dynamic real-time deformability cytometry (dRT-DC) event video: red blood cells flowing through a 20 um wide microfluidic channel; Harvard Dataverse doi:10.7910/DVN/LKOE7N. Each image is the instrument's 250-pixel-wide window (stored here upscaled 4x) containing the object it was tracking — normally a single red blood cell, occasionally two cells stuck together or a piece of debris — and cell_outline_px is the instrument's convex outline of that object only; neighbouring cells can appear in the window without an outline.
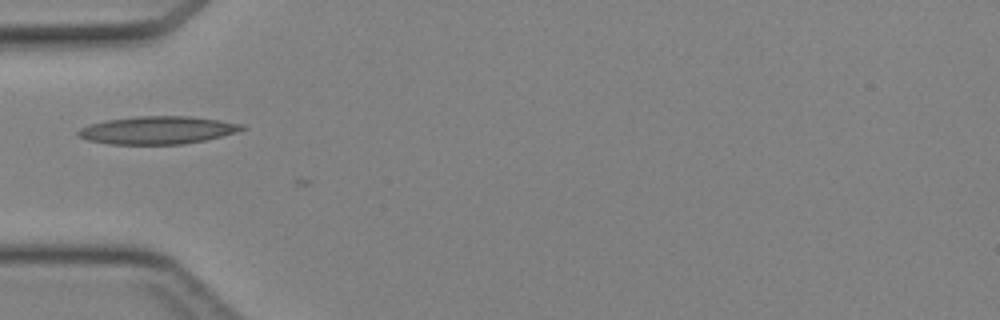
{"species": "Egyptian fruit bat (a non-hibernating species)", "species_latin": "Rousettus aegyptiacus", "temperature_condition": "cold", "stored_images_in_passage": 7, "camera_frame_rate_fps": 3000, "um_per_image_px": 0.085, "animal": {"sex": "female"}, "frame": {"image": 1, "passage_image": 1, "time_ms": 0.0, "image_size_px": [1000, 320], "cell_outline_px": [[248, 128], [220, 136], [204, 140], [184, 144], [108, 144], [88, 140], [76, 136], [76, 132], [80, 128], [88, 124], [108, 120], [136, 116], [188, 116], [220, 120], [244, 124]], "centroid_in_image_um": [13.36, 11.06], "position_along_channel_um": 71.6, "area_um2": 26.53}}